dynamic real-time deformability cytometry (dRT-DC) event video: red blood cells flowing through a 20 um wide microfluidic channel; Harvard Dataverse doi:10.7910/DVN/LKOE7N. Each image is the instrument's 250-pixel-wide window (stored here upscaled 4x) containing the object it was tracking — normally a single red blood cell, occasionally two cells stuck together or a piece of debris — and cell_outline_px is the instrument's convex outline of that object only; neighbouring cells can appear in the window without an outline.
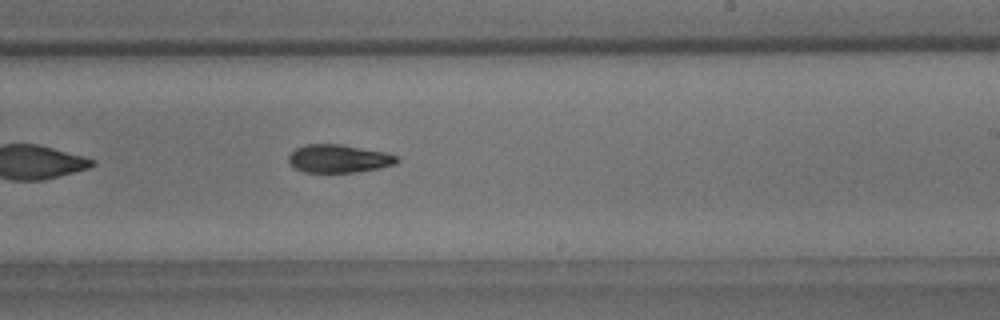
{"species": "common noctule bat (a hibernating species)", "species_latin": "Nyctalus noctula", "temperature_condition": "room temperature", "stored_images_in_passage": 42, "camera_frame_rate_fps": 3000, "um_per_image_px": 0.085, "animal": {"sex": "male", "body_mass_g": 18.8}, "frame": {"image": 1, "passage_image": 19, "time_ms": 6.0, "image_size_px": [1000, 320], "cell_outline_px": [[400, 160], [396, 164], [380, 168], [356, 172], [304, 172], [296, 168], [288, 160], [288, 156], [296, 148], [304, 144], [340, 144], [384, 152], [396, 156]], "centroid_in_image_um": [28.8, 13.48], "position_along_channel_um": 260.2, "area_um2": 17.63}, "authors_computed_cell_mechanics": {"area_um2": 18.1781, "velocity_mm_per_s": 3.5399, "shape_relaxation_time_tau1_ms": 5.2654, "shape_relaxation_time_tau2_ms": 4.5194, "deformation_change_tau1": 0.1449, "deformation_change_tau2": 0.103}}